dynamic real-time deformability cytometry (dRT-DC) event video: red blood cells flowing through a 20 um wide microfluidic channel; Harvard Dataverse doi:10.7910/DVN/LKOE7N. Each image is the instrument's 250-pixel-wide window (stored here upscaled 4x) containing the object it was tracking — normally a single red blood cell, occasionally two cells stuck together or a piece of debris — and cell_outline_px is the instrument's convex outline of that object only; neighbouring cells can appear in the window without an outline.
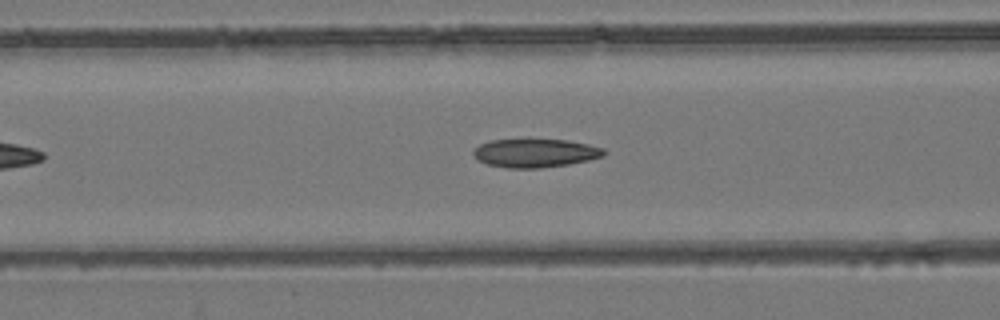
{"species": "common noctule bat (a hibernating species)", "species_latin": "Nyctalus noctula", "temperature_condition": "room temperature", "stored_images_in_passage": 36, "camera_frame_rate_fps": 3000, "um_per_image_px": 0.085, "animal": {"sex": "female", "body_mass_g": 24.6, "forearm_length_mm": 56.2}, "frame": {"image": 1, "passage_image": 12, "time_ms": 3.667, "image_size_px": [1000, 320], "cell_outline_px": [[608, 152], [604, 156], [588, 160], [568, 164], [540, 168], [508, 168], [488, 164], [480, 160], [472, 152], [480, 144], [492, 140], [528, 136], [568, 140], [588, 144], [604, 148]], "centroid_in_image_um": [45.53, 12.95], "position_along_channel_um": 121.1, "area_um2": 22.54}}
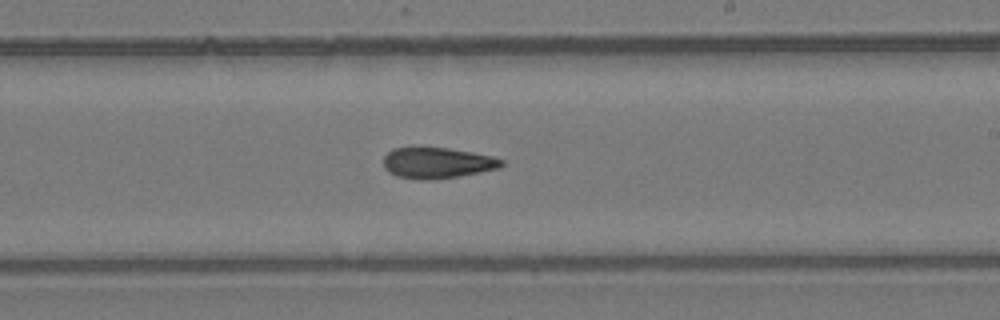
{"frame": {"image": 2, "passage_image": 22, "time_ms": 7.0, "image_size_px": [1000, 320], "cell_outline_px": [[504, 164], [500, 168], [480, 172], [432, 180], [420, 180], [396, 176], [388, 172], [384, 168], [384, 156], [392, 148], [448, 148], [472, 152], [492, 156], [504, 160]], "centroid_in_image_um": [37.16, 13.85], "position_along_channel_um": 251.8, "area_um2": 21.21}}
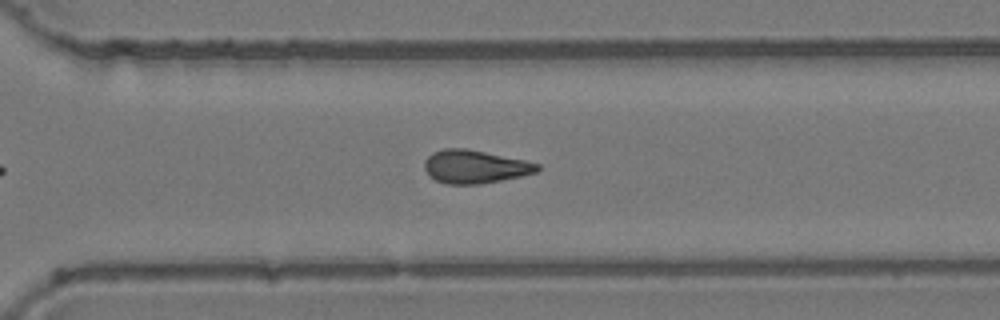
{"frame": {"image": 3, "passage_image": 28, "time_ms": 9.0, "image_size_px": [1000, 320], "cell_outline_px": [[540, 168], [536, 172], [520, 176], [480, 184], [444, 184], [436, 180], [424, 168], [424, 160], [432, 152], [444, 148], [468, 148], [524, 160], [540, 164]], "centroid_in_image_um": [40.35, 14.15], "position_along_channel_um": 330.2, "area_um2": 21.79}, "authors_computed_cell_mechanics": {"area_um2": 21.7617, "velocity_mm_per_s": 3.9333, "shape_relaxation_time_tau1_ms": null, "shape_relaxation_time_tau2_ms": 4.9286, "deformation_change_tau1": null, "deformation_change_tau2": 0.1253}}